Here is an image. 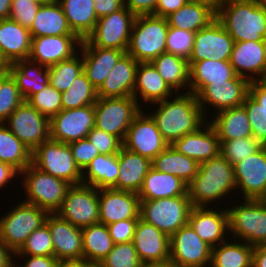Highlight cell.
<instances>
[{
	"instance_id": "obj_1",
	"label": "cell",
	"mask_w": 266,
	"mask_h": 267,
	"mask_svg": "<svg viewBox=\"0 0 266 267\" xmlns=\"http://www.w3.org/2000/svg\"><path fill=\"white\" fill-rule=\"evenodd\" d=\"M167 98L154 103L158 105L150 113L165 141L172 145L186 134L197 131L208 120L198 104L197 96L191 92ZM173 97H175L173 99ZM170 99V100H169ZM172 99V101H171ZM205 118V119H204Z\"/></svg>"
},
{
	"instance_id": "obj_2",
	"label": "cell",
	"mask_w": 266,
	"mask_h": 267,
	"mask_svg": "<svg viewBox=\"0 0 266 267\" xmlns=\"http://www.w3.org/2000/svg\"><path fill=\"white\" fill-rule=\"evenodd\" d=\"M233 190H236L234 167L221 154L201 162L198 173L187 184V195L194 207H208L207 204L220 198L224 200V196L226 199Z\"/></svg>"
},
{
	"instance_id": "obj_3",
	"label": "cell",
	"mask_w": 266,
	"mask_h": 267,
	"mask_svg": "<svg viewBox=\"0 0 266 267\" xmlns=\"http://www.w3.org/2000/svg\"><path fill=\"white\" fill-rule=\"evenodd\" d=\"M217 19L234 42L266 41V11L256 0H225Z\"/></svg>"
},
{
	"instance_id": "obj_4",
	"label": "cell",
	"mask_w": 266,
	"mask_h": 267,
	"mask_svg": "<svg viewBox=\"0 0 266 267\" xmlns=\"http://www.w3.org/2000/svg\"><path fill=\"white\" fill-rule=\"evenodd\" d=\"M168 28L166 18L154 15L136 16L126 53L138 63L152 62L166 52Z\"/></svg>"
},
{
	"instance_id": "obj_5",
	"label": "cell",
	"mask_w": 266,
	"mask_h": 267,
	"mask_svg": "<svg viewBox=\"0 0 266 267\" xmlns=\"http://www.w3.org/2000/svg\"><path fill=\"white\" fill-rule=\"evenodd\" d=\"M22 174V175H21ZM22 176L23 189L27 195L24 202L36 205L48 213H56L71 184L49 175L32 163L19 173ZM24 176V179H23Z\"/></svg>"
},
{
	"instance_id": "obj_6",
	"label": "cell",
	"mask_w": 266,
	"mask_h": 267,
	"mask_svg": "<svg viewBox=\"0 0 266 267\" xmlns=\"http://www.w3.org/2000/svg\"><path fill=\"white\" fill-rule=\"evenodd\" d=\"M192 204L188 195L140 200V219L171 237L188 223Z\"/></svg>"
},
{
	"instance_id": "obj_7",
	"label": "cell",
	"mask_w": 266,
	"mask_h": 267,
	"mask_svg": "<svg viewBox=\"0 0 266 267\" xmlns=\"http://www.w3.org/2000/svg\"><path fill=\"white\" fill-rule=\"evenodd\" d=\"M243 200L227 208L229 233L251 246L266 245V205L260 199Z\"/></svg>"
},
{
	"instance_id": "obj_8",
	"label": "cell",
	"mask_w": 266,
	"mask_h": 267,
	"mask_svg": "<svg viewBox=\"0 0 266 267\" xmlns=\"http://www.w3.org/2000/svg\"><path fill=\"white\" fill-rule=\"evenodd\" d=\"M49 213L40 207L20 202L0 218V240L13 252H18L27 237L46 222Z\"/></svg>"
},
{
	"instance_id": "obj_9",
	"label": "cell",
	"mask_w": 266,
	"mask_h": 267,
	"mask_svg": "<svg viewBox=\"0 0 266 267\" xmlns=\"http://www.w3.org/2000/svg\"><path fill=\"white\" fill-rule=\"evenodd\" d=\"M32 164L39 170L71 185L82 184V171L76 165L69 144L49 139L32 152Z\"/></svg>"
},
{
	"instance_id": "obj_10",
	"label": "cell",
	"mask_w": 266,
	"mask_h": 267,
	"mask_svg": "<svg viewBox=\"0 0 266 267\" xmlns=\"http://www.w3.org/2000/svg\"><path fill=\"white\" fill-rule=\"evenodd\" d=\"M94 108V126L117 136L122 142L133 119L141 111L133 97L97 98Z\"/></svg>"
},
{
	"instance_id": "obj_11",
	"label": "cell",
	"mask_w": 266,
	"mask_h": 267,
	"mask_svg": "<svg viewBox=\"0 0 266 267\" xmlns=\"http://www.w3.org/2000/svg\"><path fill=\"white\" fill-rule=\"evenodd\" d=\"M56 214L80 228L100 223L99 189L86 184L71 185Z\"/></svg>"
},
{
	"instance_id": "obj_12",
	"label": "cell",
	"mask_w": 266,
	"mask_h": 267,
	"mask_svg": "<svg viewBox=\"0 0 266 267\" xmlns=\"http://www.w3.org/2000/svg\"><path fill=\"white\" fill-rule=\"evenodd\" d=\"M135 17L123 6L118 11L99 18L86 40L92 46L127 51Z\"/></svg>"
},
{
	"instance_id": "obj_13",
	"label": "cell",
	"mask_w": 266,
	"mask_h": 267,
	"mask_svg": "<svg viewBox=\"0 0 266 267\" xmlns=\"http://www.w3.org/2000/svg\"><path fill=\"white\" fill-rule=\"evenodd\" d=\"M31 152L50 139V122L27 101L21 103L4 124Z\"/></svg>"
},
{
	"instance_id": "obj_14",
	"label": "cell",
	"mask_w": 266,
	"mask_h": 267,
	"mask_svg": "<svg viewBox=\"0 0 266 267\" xmlns=\"http://www.w3.org/2000/svg\"><path fill=\"white\" fill-rule=\"evenodd\" d=\"M212 247L187 223L170 237V262L176 267L208 266Z\"/></svg>"
},
{
	"instance_id": "obj_15",
	"label": "cell",
	"mask_w": 266,
	"mask_h": 267,
	"mask_svg": "<svg viewBox=\"0 0 266 267\" xmlns=\"http://www.w3.org/2000/svg\"><path fill=\"white\" fill-rule=\"evenodd\" d=\"M168 146L154 119L142 110L133 119L123 140L124 148L151 160Z\"/></svg>"
},
{
	"instance_id": "obj_16",
	"label": "cell",
	"mask_w": 266,
	"mask_h": 267,
	"mask_svg": "<svg viewBox=\"0 0 266 267\" xmlns=\"http://www.w3.org/2000/svg\"><path fill=\"white\" fill-rule=\"evenodd\" d=\"M49 122L50 139L53 141L69 144L87 138L95 124L94 105L62 109Z\"/></svg>"
},
{
	"instance_id": "obj_17",
	"label": "cell",
	"mask_w": 266,
	"mask_h": 267,
	"mask_svg": "<svg viewBox=\"0 0 266 267\" xmlns=\"http://www.w3.org/2000/svg\"><path fill=\"white\" fill-rule=\"evenodd\" d=\"M234 40L216 18L208 26L195 33L192 53L188 62L206 59L229 61L234 47Z\"/></svg>"
},
{
	"instance_id": "obj_18",
	"label": "cell",
	"mask_w": 266,
	"mask_h": 267,
	"mask_svg": "<svg viewBox=\"0 0 266 267\" xmlns=\"http://www.w3.org/2000/svg\"><path fill=\"white\" fill-rule=\"evenodd\" d=\"M250 81L236 75L232 80L207 85L198 95V104L207 119V105L218 112L242 106L249 94ZM206 106V107H205ZM206 109V110H205Z\"/></svg>"
},
{
	"instance_id": "obj_19",
	"label": "cell",
	"mask_w": 266,
	"mask_h": 267,
	"mask_svg": "<svg viewBox=\"0 0 266 267\" xmlns=\"http://www.w3.org/2000/svg\"><path fill=\"white\" fill-rule=\"evenodd\" d=\"M236 189L243 199H260L266 192V146L233 165Z\"/></svg>"
},
{
	"instance_id": "obj_20",
	"label": "cell",
	"mask_w": 266,
	"mask_h": 267,
	"mask_svg": "<svg viewBox=\"0 0 266 267\" xmlns=\"http://www.w3.org/2000/svg\"><path fill=\"white\" fill-rule=\"evenodd\" d=\"M99 216L100 223L105 225L126 219H139L138 193L113 188L99 189Z\"/></svg>"
},
{
	"instance_id": "obj_21",
	"label": "cell",
	"mask_w": 266,
	"mask_h": 267,
	"mask_svg": "<svg viewBox=\"0 0 266 267\" xmlns=\"http://www.w3.org/2000/svg\"><path fill=\"white\" fill-rule=\"evenodd\" d=\"M82 40L77 35H58L34 37L31 41L28 59L32 62L50 67L77 53Z\"/></svg>"
},
{
	"instance_id": "obj_22",
	"label": "cell",
	"mask_w": 266,
	"mask_h": 267,
	"mask_svg": "<svg viewBox=\"0 0 266 267\" xmlns=\"http://www.w3.org/2000/svg\"><path fill=\"white\" fill-rule=\"evenodd\" d=\"M51 233L54 257L58 261L83 260L82 229L56 213H49L46 222Z\"/></svg>"
},
{
	"instance_id": "obj_23",
	"label": "cell",
	"mask_w": 266,
	"mask_h": 267,
	"mask_svg": "<svg viewBox=\"0 0 266 267\" xmlns=\"http://www.w3.org/2000/svg\"><path fill=\"white\" fill-rule=\"evenodd\" d=\"M132 242L142 263L170 260V237L140 218Z\"/></svg>"
},
{
	"instance_id": "obj_24",
	"label": "cell",
	"mask_w": 266,
	"mask_h": 267,
	"mask_svg": "<svg viewBox=\"0 0 266 267\" xmlns=\"http://www.w3.org/2000/svg\"><path fill=\"white\" fill-rule=\"evenodd\" d=\"M229 62L236 75L258 81L266 69V41L235 42Z\"/></svg>"
},
{
	"instance_id": "obj_25",
	"label": "cell",
	"mask_w": 266,
	"mask_h": 267,
	"mask_svg": "<svg viewBox=\"0 0 266 267\" xmlns=\"http://www.w3.org/2000/svg\"><path fill=\"white\" fill-rule=\"evenodd\" d=\"M219 211V212H218ZM188 223L196 234L211 247L227 240L229 231L227 209L214 210L213 207H192Z\"/></svg>"
},
{
	"instance_id": "obj_26",
	"label": "cell",
	"mask_w": 266,
	"mask_h": 267,
	"mask_svg": "<svg viewBox=\"0 0 266 267\" xmlns=\"http://www.w3.org/2000/svg\"><path fill=\"white\" fill-rule=\"evenodd\" d=\"M79 50L83 58V72L97 90L105 81L118 60L126 53L124 50L92 46L82 40Z\"/></svg>"
},
{
	"instance_id": "obj_27",
	"label": "cell",
	"mask_w": 266,
	"mask_h": 267,
	"mask_svg": "<svg viewBox=\"0 0 266 267\" xmlns=\"http://www.w3.org/2000/svg\"><path fill=\"white\" fill-rule=\"evenodd\" d=\"M171 146L199 164L220 154V140L209 122L176 140Z\"/></svg>"
},
{
	"instance_id": "obj_28",
	"label": "cell",
	"mask_w": 266,
	"mask_h": 267,
	"mask_svg": "<svg viewBox=\"0 0 266 267\" xmlns=\"http://www.w3.org/2000/svg\"><path fill=\"white\" fill-rule=\"evenodd\" d=\"M138 62L125 53L97 89L98 98L133 97Z\"/></svg>"
},
{
	"instance_id": "obj_29",
	"label": "cell",
	"mask_w": 266,
	"mask_h": 267,
	"mask_svg": "<svg viewBox=\"0 0 266 267\" xmlns=\"http://www.w3.org/2000/svg\"><path fill=\"white\" fill-rule=\"evenodd\" d=\"M119 174L113 189L138 193L149 170L152 160L122 147L118 153Z\"/></svg>"
},
{
	"instance_id": "obj_30",
	"label": "cell",
	"mask_w": 266,
	"mask_h": 267,
	"mask_svg": "<svg viewBox=\"0 0 266 267\" xmlns=\"http://www.w3.org/2000/svg\"><path fill=\"white\" fill-rule=\"evenodd\" d=\"M31 41L29 29L11 19L0 20V52L9 64L28 59Z\"/></svg>"
},
{
	"instance_id": "obj_31",
	"label": "cell",
	"mask_w": 266,
	"mask_h": 267,
	"mask_svg": "<svg viewBox=\"0 0 266 267\" xmlns=\"http://www.w3.org/2000/svg\"><path fill=\"white\" fill-rule=\"evenodd\" d=\"M174 91L166 84L151 62L139 63L136 71L133 98L138 102L139 96L143 103L154 104L172 97Z\"/></svg>"
},
{
	"instance_id": "obj_32",
	"label": "cell",
	"mask_w": 266,
	"mask_h": 267,
	"mask_svg": "<svg viewBox=\"0 0 266 267\" xmlns=\"http://www.w3.org/2000/svg\"><path fill=\"white\" fill-rule=\"evenodd\" d=\"M190 70V92L198 95L211 83L232 80L236 73L229 61H216L212 58L198 62H188Z\"/></svg>"
},
{
	"instance_id": "obj_33",
	"label": "cell",
	"mask_w": 266,
	"mask_h": 267,
	"mask_svg": "<svg viewBox=\"0 0 266 267\" xmlns=\"http://www.w3.org/2000/svg\"><path fill=\"white\" fill-rule=\"evenodd\" d=\"M9 72L16 81L25 101L31 95L42 91L49 84L48 67L29 59L18 60L9 64Z\"/></svg>"
},
{
	"instance_id": "obj_34",
	"label": "cell",
	"mask_w": 266,
	"mask_h": 267,
	"mask_svg": "<svg viewBox=\"0 0 266 267\" xmlns=\"http://www.w3.org/2000/svg\"><path fill=\"white\" fill-rule=\"evenodd\" d=\"M187 194V184L179 177L151 168L138 192L140 200L170 198Z\"/></svg>"
},
{
	"instance_id": "obj_35",
	"label": "cell",
	"mask_w": 266,
	"mask_h": 267,
	"mask_svg": "<svg viewBox=\"0 0 266 267\" xmlns=\"http://www.w3.org/2000/svg\"><path fill=\"white\" fill-rule=\"evenodd\" d=\"M209 123L216 131L220 141H230L242 137H252L249 118L243 106L216 112Z\"/></svg>"
},
{
	"instance_id": "obj_36",
	"label": "cell",
	"mask_w": 266,
	"mask_h": 267,
	"mask_svg": "<svg viewBox=\"0 0 266 267\" xmlns=\"http://www.w3.org/2000/svg\"><path fill=\"white\" fill-rule=\"evenodd\" d=\"M31 37L76 35L69 27L62 6L59 2L42 4L29 29Z\"/></svg>"
},
{
	"instance_id": "obj_37",
	"label": "cell",
	"mask_w": 266,
	"mask_h": 267,
	"mask_svg": "<svg viewBox=\"0 0 266 267\" xmlns=\"http://www.w3.org/2000/svg\"><path fill=\"white\" fill-rule=\"evenodd\" d=\"M217 18V12L210 6L188 1L176 12L166 17L168 26L197 32Z\"/></svg>"
},
{
	"instance_id": "obj_38",
	"label": "cell",
	"mask_w": 266,
	"mask_h": 267,
	"mask_svg": "<svg viewBox=\"0 0 266 267\" xmlns=\"http://www.w3.org/2000/svg\"><path fill=\"white\" fill-rule=\"evenodd\" d=\"M69 27L81 40L94 30L98 17L94 10V0H60Z\"/></svg>"
},
{
	"instance_id": "obj_39",
	"label": "cell",
	"mask_w": 266,
	"mask_h": 267,
	"mask_svg": "<svg viewBox=\"0 0 266 267\" xmlns=\"http://www.w3.org/2000/svg\"><path fill=\"white\" fill-rule=\"evenodd\" d=\"M151 63L175 94L181 93L179 90L184 87L188 90L187 92H190V70L186 59L165 52Z\"/></svg>"
},
{
	"instance_id": "obj_40",
	"label": "cell",
	"mask_w": 266,
	"mask_h": 267,
	"mask_svg": "<svg viewBox=\"0 0 266 267\" xmlns=\"http://www.w3.org/2000/svg\"><path fill=\"white\" fill-rule=\"evenodd\" d=\"M118 174V154H99L82 171V184L94 186L97 189L113 188Z\"/></svg>"
},
{
	"instance_id": "obj_41",
	"label": "cell",
	"mask_w": 266,
	"mask_h": 267,
	"mask_svg": "<svg viewBox=\"0 0 266 267\" xmlns=\"http://www.w3.org/2000/svg\"><path fill=\"white\" fill-rule=\"evenodd\" d=\"M152 168L177 176L188 184L198 173L199 163L169 145L152 160Z\"/></svg>"
},
{
	"instance_id": "obj_42",
	"label": "cell",
	"mask_w": 266,
	"mask_h": 267,
	"mask_svg": "<svg viewBox=\"0 0 266 267\" xmlns=\"http://www.w3.org/2000/svg\"><path fill=\"white\" fill-rule=\"evenodd\" d=\"M82 229L83 260L98 264L112 250L114 243L107 225L97 223Z\"/></svg>"
},
{
	"instance_id": "obj_43",
	"label": "cell",
	"mask_w": 266,
	"mask_h": 267,
	"mask_svg": "<svg viewBox=\"0 0 266 267\" xmlns=\"http://www.w3.org/2000/svg\"><path fill=\"white\" fill-rule=\"evenodd\" d=\"M242 243V244H241ZM254 246L241 241L229 242L228 238L218 246L212 247L211 265L213 267H252Z\"/></svg>"
},
{
	"instance_id": "obj_44",
	"label": "cell",
	"mask_w": 266,
	"mask_h": 267,
	"mask_svg": "<svg viewBox=\"0 0 266 267\" xmlns=\"http://www.w3.org/2000/svg\"><path fill=\"white\" fill-rule=\"evenodd\" d=\"M0 161L10 164L19 173L32 163V152L0 123Z\"/></svg>"
},
{
	"instance_id": "obj_45",
	"label": "cell",
	"mask_w": 266,
	"mask_h": 267,
	"mask_svg": "<svg viewBox=\"0 0 266 267\" xmlns=\"http://www.w3.org/2000/svg\"><path fill=\"white\" fill-rule=\"evenodd\" d=\"M79 56L76 54L48 67L49 84L57 91L61 93L67 91L75 78L83 72V58L82 55Z\"/></svg>"
},
{
	"instance_id": "obj_46",
	"label": "cell",
	"mask_w": 266,
	"mask_h": 267,
	"mask_svg": "<svg viewBox=\"0 0 266 267\" xmlns=\"http://www.w3.org/2000/svg\"><path fill=\"white\" fill-rule=\"evenodd\" d=\"M97 90L87 79L84 72L75 78L72 85L62 92V109H75L94 105L97 101Z\"/></svg>"
},
{
	"instance_id": "obj_47",
	"label": "cell",
	"mask_w": 266,
	"mask_h": 267,
	"mask_svg": "<svg viewBox=\"0 0 266 267\" xmlns=\"http://www.w3.org/2000/svg\"><path fill=\"white\" fill-rule=\"evenodd\" d=\"M14 255L54 256L53 242L48 225L35 229L21 249Z\"/></svg>"
},
{
	"instance_id": "obj_48",
	"label": "cell",
	"mask_w": 266,
	"mask_h": 267,
	"mask_svg": "<svg viewBox=\"0 0 266 267\" xmlns=\"http://www.w3.org/2000/svg\"><path fill=\"white\" fill-rule=\"evenodd\" d=\"M262 145L253 137H242L230 141H220V154L234 165L257 152Z\"/></svg>"
},
{
	"instance_id": "obj_49",
	"label": "cell",
	"mask_w": 266,
	"mask_h": 267,
	"mask_svg": "<svg viewBox=\"0 0 266 267\" xmlns=\"http://www.w3.org/2000/svg\"><path fill=\"white\" fill-rule=\"evenodd\" d=\"M26 101L49 120L62 110V93L50 84Z\"/></svg>"
},
{
	"instance_id": "obj_50",
	"label": "cell",
	"mask_w": 266,
	"mask_h": 267,
	"mask_svg": "<svg viewBox=\"0 0 266 267\" xmlns=\"http://www.w3.org/2000/svg\"><path fill=\"white\" fill-rule=\"evenodd\" d=\"M101 267H140V261L133 242L114 244L109 254L98 263Z\"/></svg>"
},
{
	"instance_id": "obj_51",
	"label": "cell",
	"mask_w": 266,
	"mask_h": 267,
	"mask_svg": "<svg viewBox=\"0 0 266 267\" xmlns=\"http://www.w3.org/2000/svg\"><path fill=\"white\" fill-rule=\"evenodd\" d=\"M24 101V97L20 93L16 81L9 74L0 85V123H4Z\"/></svg>"
},
{
	"instance_id": "obj_52",
	"label": "cell",
	"mask_w": 266,
	"mask_h": 267,
	"mask_svg": "<svg viewBox=\"0 0 266 267\" xmlns=\"http://www.w3.org/2000/svg\"><path fill=\"white\" fill-rule=\"evenodd\" d=\"M194 37L195 32L169 27L166 37V52L188 61L192 53Z\"/></svg>"
},
{
	"instance_id": "obj_53",
	"label": "cell",
	"mask_w": 266,
	"mask_h": 267,
	"mask_svg": "<svg viewBox=\"0 0 266 267\" xmlns=\"http://www.w3.org/2000/svg\"><path fill=\"white\" fill-rule=\"evenodd\" d=\"M249 118L252 129V137L262 146H266V113L263 107L258 104L249 94L242 105Z\"/></svg>"
},
{
	"instance_id": "obj_54",
	"label": "cell",
	"mask_w": 266,
	"mask_h": 267,
	"mask_svg": "<svg viewBox=\"0 0 266 267\" xmlns=\"http://www.w3.org/2000/svg\"><path fill=\"white\" fill-rule=\"evenodd\" d=\"M87 139L95 146L100 154L114 155L120 152L123 142L115 135L93 127Z\"/></svg>"
},
{
	"instance_id": "obj_55",
	"label": "cell",
	"mask_w": 266,
	"mask_h": 267,
	"mask_svg": "<svg viewBox=\"0 0 266 267\" xmlns=\"http://www.w3.org/2000/svg\"><path fill=\"white\" fill-rule=\"evenodd\" d=\"M41 4L31 0H12L9 19L30 29Z\"/></svg>"
},
{
	"instance_id": "obj_56",
	"label": "cell",
	"mask_w": 266,
	"mask_h": 267,
	"mask_svg": "<svg viewBox=\"0 0 266 267\" xmlns=\"http://www.w3.org/2000/svg\"><path fill=\"white\" fill-rule=\"evenodd\" d=\"M76 165L83 171L88 164L100 153L95 146L87 139L69 143Z\"/></svg>"
},
{
	"instance_id": "obj_57",
	"label": "cell",
	"mask_w": 266,
	"mask_h": 267,
	"mask_svg": "<svg viewBox=\"0 0 266 267\" xmlns=\"http://www.w3.org/2000/svg\"><path fill=\"white\" fill-rule=\"evenodd\" d=\"M137 222L138 219H126L108 224L107 227L113 243L132 242Z\"/></svg>"
},
{
	"instance_id": "obj_58",
	"label": "cell",
	"mask_w": 266,
	"mask_h": 267,
	"mask_svg": "<svg viewBox=\"0 0 266 267\" xmlns=\"http://www.w3.org/2000/svg\"><path fill=\"white\" fill-rule=\"evenodd\" d=\"M158 4V0H128L126 6L135 16L153 15Z\"/></svg>"
},
{
	"instance_id": "obj_59",
	"label": "cell",
	"mask_w": 266,
	"mask_h": 267,
	"mask_svg": "<svg viewBox=\"0 0 266 267\" xmlns=\"http://www.w3.org/2000/svg\"><path fill=\"white\" fill-rule=\"evenodd\" d=\"M15 258H26L25 265H16L14 267H56L58 260L54 256H33V255H14Z\"/></svg>"
},
{
	"instance_id": "obj_60",
	"label": "cell",
	"mask_w": 266,
	"mask_h": 267,
	"mask_svg": "<svg viewBox=\"0 0 266 267\" xmlns=\"http://www.w3.org/2000/svg\"><path fill=\"white\" fill-rule=\"evenodd\" d=\"M189 0H158L154 16L166 18L171 13L176 12Z\"/></svg>"
},
{
	"instance_id": "obj_61",
	"label": "cell",
	"mask_w": 266,
	"mask_h": 267,
	"mask_svg": "<svg viewBox=\"0 0 266 267\" xmlns=\"http://www.w3.org/2000/svg\"><path fill=\"white\" fill-rule=\"evenodd\" d=\"M123 6L120 0H94V10L98 19L118 11Z\"/></svg>"
},
{
	"instance_id": "obj_62",
	"label": "cell",
	"mask_w": 266,
	"mask_h": 267,
	"mask_svg": "<svg viewBox=\"0 0 266 267\" xmlns=\"http://www.w3.org/2000/svg\"><path fill=\"white\" fill-rule=\"evenodd\" d=\"M249 95L263 107L264 112L266 113V87L259 81H251Z\"/></svg>"
},
{
	"instance_id": "obj_63",
	"label": "cell",
	"mask_w": 266,
	"mask_h": 267,
	"mask_svg": "<svg viewBox=\"0 0 266 267\" xmlns=\"http://www.w3.org/2000/svg\"><path fill=\"white\" fill-rule=\"evenodd\" d=\"M19 175V172L13 168L10 164L0 161V188L10 184L11 178H15Z\"/></svg>"
},
{
	"instance_id": "obj_64",
	"label": "cell",
	"mask_w": 266,
	"mask_h": 267,
	"mask_svg": "<svg viewBox=\"0 0 266 267\" xmlns=\"http://www.w3.org/2000/svg\"><path fill=\"white\" fill-rule=\"evenodd\" d=\"M252 267H266V245L254 246Z\"/></svg>"
},
{
	"instance_id": "obj_65",
	"label": "cell",
	"mask_w": 266,
	"mask_h": 267,
	"mask_svg": "<svg viewBox=\"0 0 266 267\" xmlns=\"http://www.w3.org/2000/svg\"><path fill=\"white\" fill-rule=\"evenodd\" d=\"M13 256L14 253L0 240V267H14Z\"/></svg>"
},
{
	"instance_id": "obj_66",
	"label": "cell",
	"mask_w": 266,
	"mask_h": 267,
	"mask_svg": "<svg viewBox=\"0 0 266 267\" xmlns=\"http://www.w3.org/2000/svg\"><path fill=\"white\" fill-rule=\"evenodd\" d=\"M12 0H0V20L9 19Z\"/></svg>"
},
{
	"instance_id": "obj_67",
	"label": "cell",
	"mask_w": 266,
	"mask_h": 267,
	"mask_svg": "<svg viewBox=\"0 0 266 267\" xmlns=\"http://www.w3.org/2000/svg\"><path fill=\"white\" fill-rule=\"evenodd\" d=\"M56 267H85L84 260L58 261Z\"/></svg>"
},
{
	"instance_id": "obj_68",
	"label": "cell",
	"mask_w": 266,
	"mask_h": 267,
	"mask_svg": "<svg viewBox=\"0 0 266 267\" xmlns=\"http://www.w3.org/2000/svg\"><path fill=\"white\" fill-rule=\"evenodd\" d=\"M189 1L206 4L211 8H213L216 12L219 10L221 4L224 2L223 0H189Z\"/></svg>"
},
{
	"instance_id": "obj_69",
	"label": "cell",
	"mask_w": 266,
	"mask_h": 267,
	"mask_svg": "<svg viewBox=\"0 0 266 267\" xmlns=\"http://www.w3.org/2000/svg\"><path fill=\"white\" fill-rule=\"evenodd\" d=\"M140 267H176L170 260L163 262L142 263Z\"/></svg>"
},
{
	"instance_id": "obj_70",
	"label": "cell",
	"mask_w": 266,
	"mask_h": 267,
	"mask_svg": "<svg viewBox=\"0 0 266 267\" xmlns=\"http://www.w3.org/2000/svg\"><path fill=\"white\" fill-rule=\"evenodd\" d=\"M0 72H9V63L4 59L0 52Z\"/></svg>"
},
{
	"instance_id": "obj_71",
	"label": "cell",
	"mask_w": 266,
	"mask_h": 267,
	"mask_svg": "<svg viewBox=\"0 0 266 267\" xmlns=\"http://www.w3.org/2000/svg\"><path fill=\"white\" fill-rule=\"evenodd\" d=\"M31 1H34V2L39 3L41 5L55 2L54 0H31Z\"/></svg>"
},
{
	"instance_id": "obj_72",
	"label": "cell",
	"mask_w": 266,
	"mask_h": 267,
	"mask_svg": "<svg viewBox=\"0 0 266 267\" xmlns=\"http://www.w3.org/2000/svg\"><path fill=\"white\" fill-rule=\"evenodd\" d=\"M259 7L266 11V0H256Z\"/></svg>"
},
{
	"instance_id": "obj_73",
	"label": "cell",
	"mask_w": 266,
	"mask_h": 267,
	"mask_svg": "<svg viewBox=\"0 0 266 267\" xmlns=\"http://www.w3.org/2000/svg\"><path fill=\"white\" fill-rule=\"evenodd\" d=\"M263 86L266 87V69L265 72L263 73L262 77L258 80Z\"/></svg>"
},
{
	"instance_id": "obj_74",
	"label": "cell",
	"mask_w": 266,
	"mask_h": 267,
	"mask_svg": "<svg viewBox=\"0 0 266 267\" xmlns=\"http://www.w3.org/2000/svg\"><path fill=\"white\" fill-rule=\"evenodd\" d=\"M10 74V72H0V85L2 84L3 80Z\"/></svg>"
},
{
	"instance_id": "obj_75",
	"label": "cell",
	"mask_w": 266,
	"mask_h": 267,
	"mask_svg": "<svg viewBox=\"0 0 266 267\" xmlns=\"http://www.w3.org/2000/svg\"><path fill=\"white\" fill-rule=\"evenodd\" d=\"M85 267H101L99 264H88L85 262Z\"/></svg>"
},
{
	"instance_id": "obj_76",
	"label": "cell",
	"mask_w": 266,
	"mask_h": 267,
	"mask_svg": "<svg viewBox=\"0 0 266 267\" xmlns=\"http://www.w3.org/2000/svg\"><path fill=\"white\" fill-rule=\"evenodd\" d=\"M260 200L266 205V192H265V194L260 198Z\"/></svg>"
},
{
	"instance_id": "obj_77",
	"label": "cell",
	"mask_w": 266,
	"mask_h": 267,
	"mask_svg": "<svg viewBox=\"0 0 266 267\" xmlns=\"http://www.w3.org/2000/svg\"><path fill=\"white\" fill-rule=\"evenodd\" d=\"M123 4H125L128 0H120Z\"/></svg>"
}]
</instances>
